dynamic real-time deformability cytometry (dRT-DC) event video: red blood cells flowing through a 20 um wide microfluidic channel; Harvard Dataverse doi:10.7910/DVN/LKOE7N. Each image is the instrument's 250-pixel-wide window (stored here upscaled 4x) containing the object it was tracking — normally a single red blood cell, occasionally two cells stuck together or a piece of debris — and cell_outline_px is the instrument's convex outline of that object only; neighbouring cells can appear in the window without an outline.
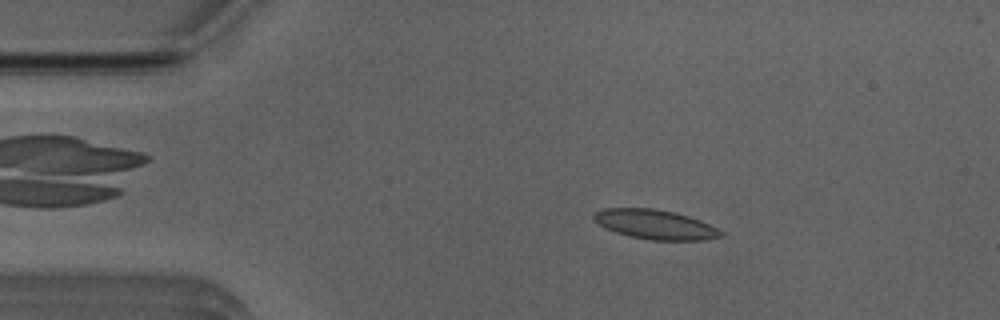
{"species": "Egyptian fruit bat (a non-hibernating species)", "species_latin": "Rousettus aegyptiacus", "temperature_condition": "room temperature", "stored_images_in_passage": 52, "camera_frame_rate_fps": 3000, "um_per_image_px": 0.085, "animal": {"sex": "male"}, "frame": {"image": 1, "passage_image": 9, "time_ms": 2.667, "image_size_px": [1000, 320], "cell_outline_px": [[724, 236], [704, 240], [652, 240], [628, 236], [604, 228], [592, 216], [596, 212], [604, 208], [652, 208], [672, 212], [688, 216], [700, 220], [724, 232]], "centroid_in_image_um": [55.7, 19.09], "position_along_channel_um": 29.3, "area_um2": 21.68}}
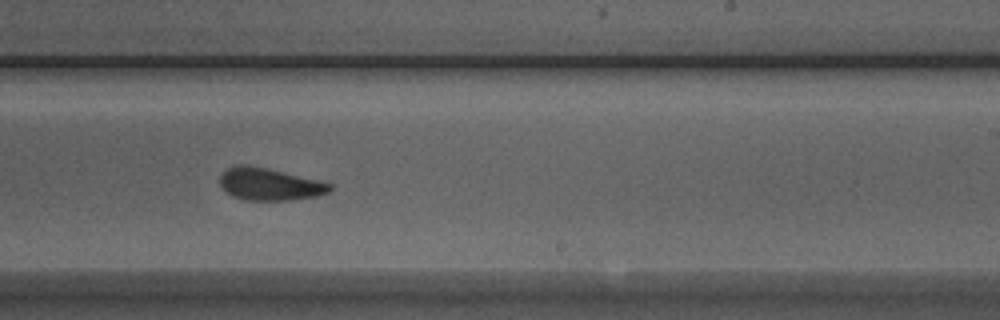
{"frame": {"image": 2, "passage_image": 31, "time_ms": 10.0, "image_size_px": [1000, 320], "cell_outline_px": [[332, 188], [328, 192], [316, 196], [292, 200], [244, 200], [232, 196], [220, 184], [220, 176], [228, 168], [236, 164], [248, 164], [268, 168], [332, 184]], "centroid_in_image_um": [22.89, 15.65], "position_along_channel_um": 266.1, "area_um2": 20.52}}
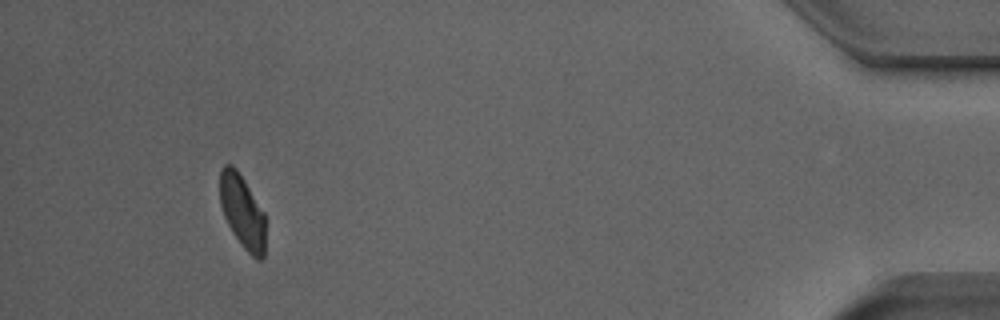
{"frame": {"image": 3, "passage_image": 48, "time_ms": 15.667, "image_size_px": [1000, 320], "cell_outline_px": [[264, 256], [260, 260], [256, 260], [240, 244], [232, 232], [224, 216], [220, 204], [220, 172], [224, 164], [232, 164], [236, 168], [244, 180], [264, 212]], "centroid_in_image_um": [20.58, 17.98], "position_along_channel_um": 414.6, "area_um2": 19.36}, "authors_computed_cell_mechanics": {"area_um2": 21.2415, "velocity_mm_per_s": 3.9052, "shape_relaxation_time_tau1_ms": 4.5452, "shape_relaxation_time_tau2_ms": 1.2936, "deformation_change_tau1": 0.1189, "deformation_change_tau2": 0.0575}}